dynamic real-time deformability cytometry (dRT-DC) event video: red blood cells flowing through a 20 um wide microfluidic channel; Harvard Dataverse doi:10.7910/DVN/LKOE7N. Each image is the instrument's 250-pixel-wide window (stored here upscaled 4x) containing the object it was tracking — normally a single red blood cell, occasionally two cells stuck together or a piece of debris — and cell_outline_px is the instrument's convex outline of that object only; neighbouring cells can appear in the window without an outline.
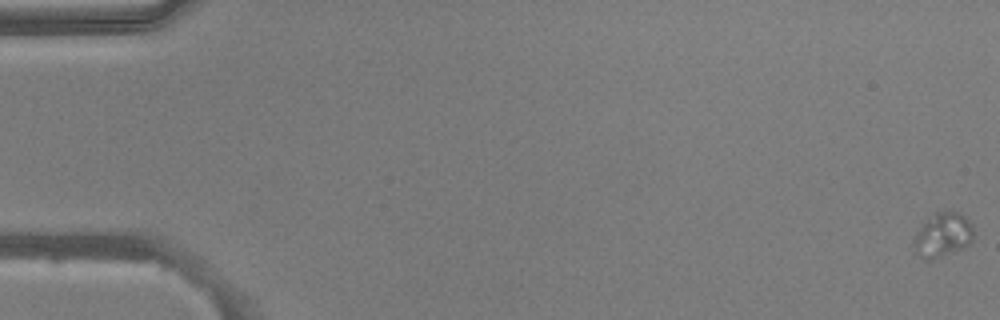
{"species": "common noctule bat (a hibernating species)", "species_latin": "Nyctalus noctula", "temperature_condition": "warm", "stored_images_in_passage": 36, "camera_frame_rate_fps": 3000, "um_per_image_px": 0.085, "animal": {"sex": "male", "body_mass_g": 20.5, "forearm_length_mm": 52.5}, "frame": {"image": 1, "passage_image": 1, "time_ms": 0.0, "image_size_px": [1000, 320], "cell_outline_px": [[972, 240], [964, 248], [932, 260], [924, 260], [916, 252], [912, 244], [920, 228], [936, 212], [956, 212], [964, 216], [972, 224]], "centroid_in_image_um": [80.14, 20.01], "position_along_channel_um": 4.9, "area_um2": 15.03}}
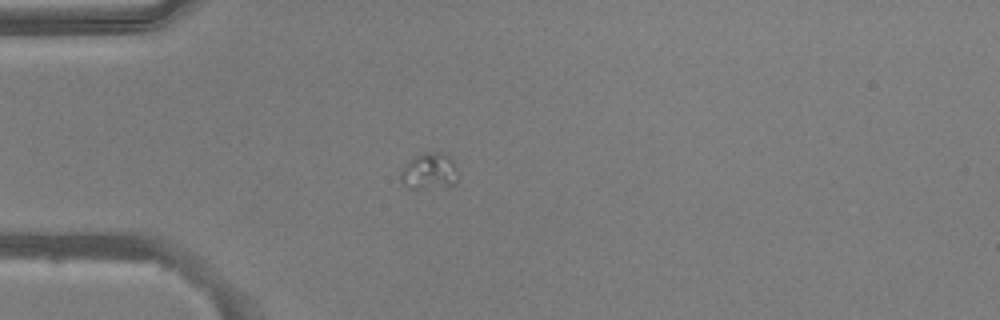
{"frame": {"image": 2, "passage_image": 16, "time_ms": 5.0, "image_size_px": [1000, 320], "cell_outline_px": [[456, 184], [416, 188], [412, 188], [400, 176], [400, 172], [416, 156], [424, 152], [448, 152], [452, 164], [456, 180]], "centroid_in_image_um": [36.5, 14.5], "position_along_channel_um": 48.5, "area_um2": 11.21}}